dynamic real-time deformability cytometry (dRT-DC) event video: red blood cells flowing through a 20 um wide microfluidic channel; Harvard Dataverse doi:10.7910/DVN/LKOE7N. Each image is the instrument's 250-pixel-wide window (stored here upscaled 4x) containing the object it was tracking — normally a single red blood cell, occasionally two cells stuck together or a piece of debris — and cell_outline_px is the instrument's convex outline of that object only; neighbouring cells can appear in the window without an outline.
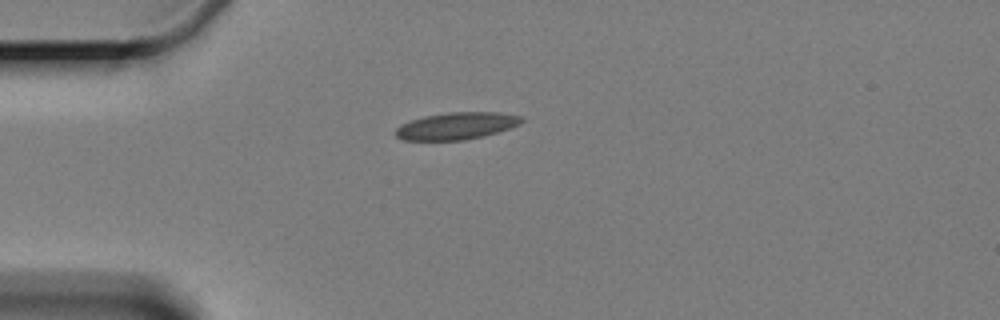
{"species": "Egyptian fruit bat (a non-hibernating species)", "species_latin": "Rousettus aegyptiacus", "temperature_condition": "cold", "stored_images_in_passage": 6, "segment_of_instrument_passage": [2, 2], "camera_frame_rate_fps": 3000, "um_per_image_px": 0.085, "animal": {"sex": "female"}, "frame": {"image": 1, "passage_image": 6, "time_ms": 6.0, "image_size_px": [1000, 320], "cell_outline_px": [[524, 120], [508, 128], [496, 132], [464, 140], [404, 140], [396, 136], [396, 128], [400, 124], [424, 116], [448, 112], [500, 112], [520, 116]], "centroid_in_image_um": [38.75, 10.69], "position_along_channel_um": 46.2, "area_um2": 19.54}}